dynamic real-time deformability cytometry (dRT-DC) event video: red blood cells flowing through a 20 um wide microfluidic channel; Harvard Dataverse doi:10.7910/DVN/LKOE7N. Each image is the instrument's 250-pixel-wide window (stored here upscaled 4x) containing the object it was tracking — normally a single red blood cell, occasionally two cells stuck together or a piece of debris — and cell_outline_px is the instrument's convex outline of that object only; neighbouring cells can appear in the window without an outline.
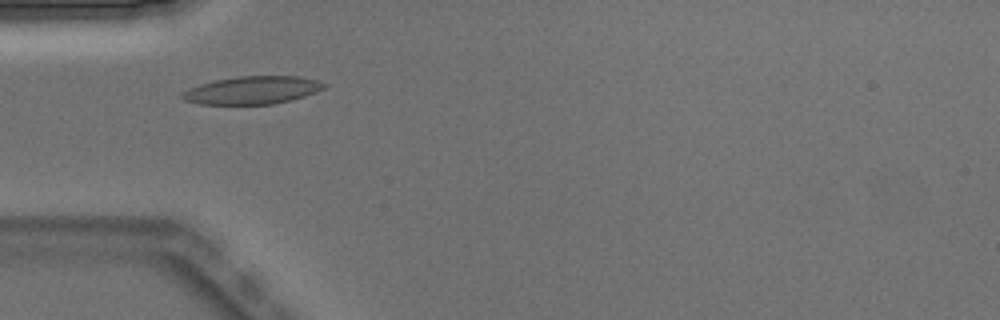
{"species": "Egyptian fruit bat (a non-hibernating species)", "species_latin": "Rousettus aegyptiacus", "temperature_condition": "warm", "stored_images_in_passage": 5, "camera_frame_rate_fps": 3000, "um_per_image_px": 0.085, "animal": {"sex": "male"}, "frame": {"image": 1, "passage_image": 3, "time_ms": 0.667, "image_size_px": [1000, 320], "cell_outline_px": [[328, 84], [324, 88], [316, 92], [304, 96], [272, 104], [200, 104], [184, 100], [180, 96], [180, 92], [200, 84], [216, 80], [240, 76], [300, 76], [316, 80]], "centroid_in_image_um": [21.43, 7.66], "position_along_channel_um": 63.6, "area_um2": 22.89}}